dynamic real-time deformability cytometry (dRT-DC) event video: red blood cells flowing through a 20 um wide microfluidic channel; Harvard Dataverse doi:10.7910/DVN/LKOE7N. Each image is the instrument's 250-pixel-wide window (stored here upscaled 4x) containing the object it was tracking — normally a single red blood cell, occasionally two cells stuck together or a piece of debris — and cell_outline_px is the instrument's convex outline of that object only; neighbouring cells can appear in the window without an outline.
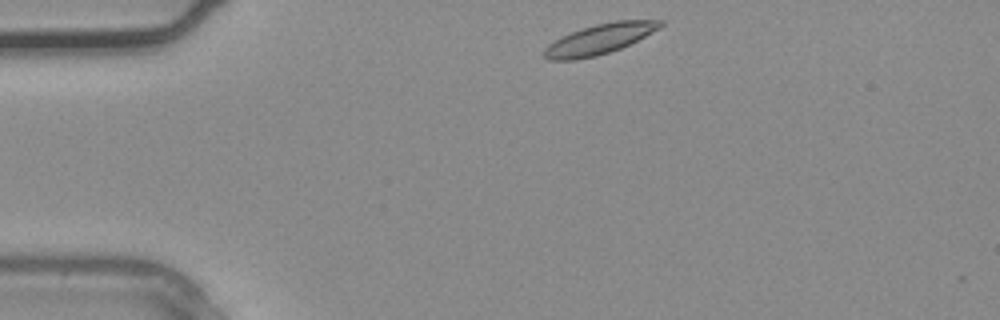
{"species": "common noctule bat (a hibernating species)", "species_latin": "Nyctalus noctula", "temperature_condition": "warm", "stored_images_in_passage": 29, "camera_frame_rate_fps": 3000, "um_per_image_px": 0.085, "animal": {"sex": "male", "body_mass_g": 20.4}, "frame": {"image": 1, "passage_image": 1, "time_ms": 0.0, "image_size_px": [1000, 320], "cell_outline_px": [[664, 24], [660, 28], [620, 48], [596, 56], [576, 60], [548, 60], [540, 56], [544, 48], [548, 44], [572, 32], [596, 24], [616, 20], [664, 20]], "centroid_in_image_um": [50.92, 3.34], "position_along_channel_um": 34.1, "area_um2": 20.23}}
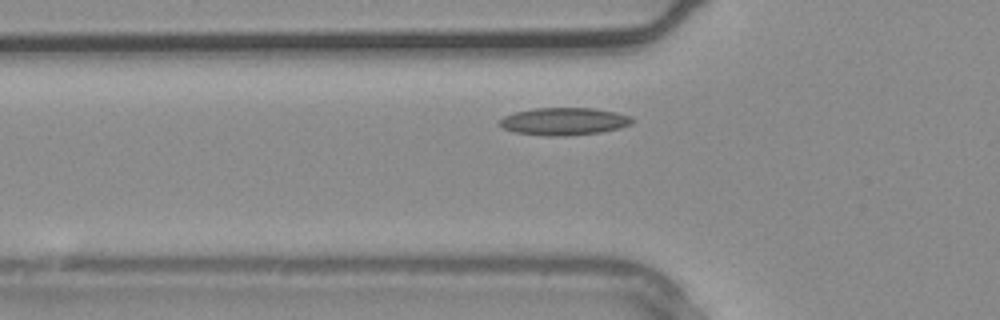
{"frame": {"image": 2, "passage_image": 6, "time_ms": 1.667, "image_size_px": [1000, 320], "cell_outline_px": [[636, 120], [632, 124], [620, 128], [600, 132], [564, 136], [548, 136], [516, 132], [504, 128], [496, 120], [504, 116], [516, 112], [532, 108], [592, 108], [616, 112], [632, 116]], "centroid_in_image_um": [47.98, 10.31], "position_along_channel_um": 77.8, "area_um2": 21.33}}
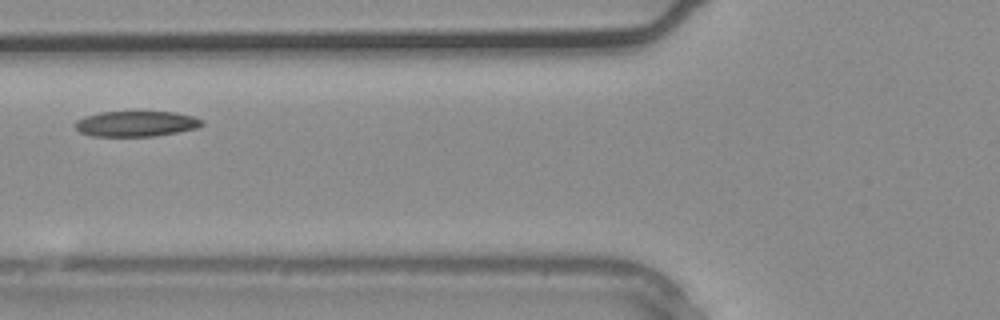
{"frame": {"image": 3, "passage_image": 8, "time_ms": 2.333, "image_size_px": [1000, 320], "cell_outline_px": [[204, 124], [196, 128], [156, 136], [92, 136], [80, 132], [72, 124], [76, 120], [84, 116], [100, 112], [176, 112], [192, 116], [204, 120]], "centroid_in_image_um": [11.54, 10.52], "position_along_channel_um": 114.3, "area_um2": 18.9}}